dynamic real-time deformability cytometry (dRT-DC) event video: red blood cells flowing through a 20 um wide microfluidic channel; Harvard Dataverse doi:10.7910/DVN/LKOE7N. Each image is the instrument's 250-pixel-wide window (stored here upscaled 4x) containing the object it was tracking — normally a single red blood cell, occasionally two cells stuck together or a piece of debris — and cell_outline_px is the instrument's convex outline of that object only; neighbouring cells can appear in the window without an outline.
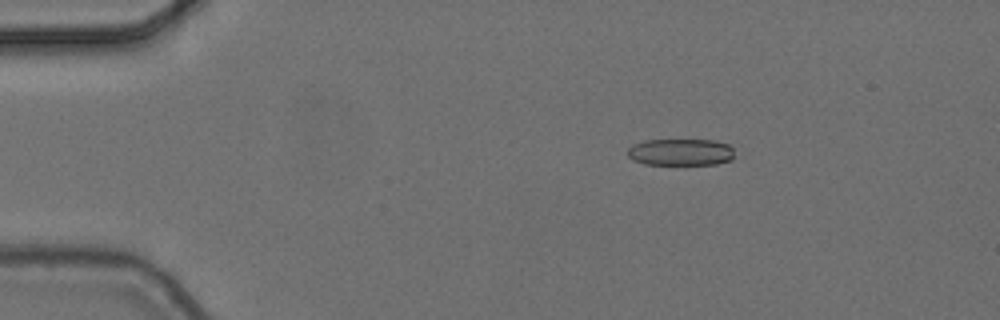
{"species": "common noctule bat (a hibernating species)", "species_latin": "Nyctalus noctula", "temperature_condition": "cold", "stored_images_in_passage": 6, "camera_frame_rate_fps": 3000, "um_per_image_px": 0.085, "animal": {"sex": "female", "body_mass_g": 24.6, "forearm_length_mm": 56.2}, "frame": {"image": 1, "passage_image": 3, "time_ms": 0.667, "image_size_px": [1000, 320], "cell_outline_px": [[732, 160], [716, 164], [644, 164], [632, 160], [628, 156], [628, 148], [632, 144], [644, 140], [716, 140], [728, 144], [732, 148]], "centroid_in_image_um": [57.83, 12.92], "position_along_channel_um": 27.2, "area_um2": 16.76}}